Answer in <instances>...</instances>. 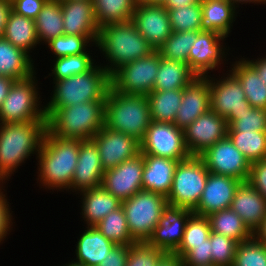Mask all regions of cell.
Listing matches in <instances>:
<instances>
[{
    "label": "cell",
    "instance_id": "6da1fadb",
    "mask_svg": "<svg viewBox=\"0 0 266 266\" xmlns=\"http://www.w3.org/2000/svg\"><path fill=\"white\" fill-rule=\"evenodd\" d=\"M81 140L55 137L46 132L36 156L37 182L51 192L71 193V183L78 161ZM43 186V187H41ZM65 190V191H64Z\"/></svg>",
    "mask_w": 266,
    "mask_h": 266
},
{
    "label": "cell",
    "instance_id": "7a4b0ae2",
    "mask_svg": "<svg viewBox=\"0 0 266 266\" xmlns=\"http://www.w3.org/2000/svg\"><path fill=\"white\" fill-rule=\"evenodd\" d=\"M46 132L47 119L0 124V178L5 183L27 159L38 155Z\"/></svg>",
    "mask_w": 266,
    "mask_h": 266
},
{
    "label": "cell",
    "instance_id": "3957f363",
    "mask_svg": "<svg viewBox=\"0 0 266 266\" xmlns=\"http://www.w3.org/2000/svg\"><path fill=\"white\" fill-rule=\"evenodd\" d=\"M96 45L99 49L96 52L106 59L100 64L110 75L122 65L155 51L131 20L100 26Z\"/></svg>",
    "mask_w": 266,
    "mask_h": 266
},
{
    "label": "cell",
    "instance_id": "277c9868",
    "mask_svg": "<svg viewBox=\"0 0 266 266\" xmlns=\"http://www.w3.org/2000/svg\"><path fill=\"white\" fill-rule=\"evenodd\" d=\"M47 131L64 139L91 140L105 126V100L45 108Z\"/></svg>",
    "mask_w": 266,
    "mask_h": 266
},
{
    "label": "cell",
    "instance_id": "5b68a950",
    "mask_svg": "<svg viewBox=\"0 0 266 266\" xmlns=\"http://www.w3.org/2000/svg\"><path fill=\"white\" fill-rule=\"evenodd\" d=\"M152 122L146 95L124 94L111 86L105 98V126L136 138H144Z\"/></svg>",
    "mask_w": 266,
    "mask_h": 266
},
{
    "label": "cell",
    "instance_id": "8992f818",
    "mask_svg": "<svg viewBox=\"0 0 266 266\" xmlns=\"http://www.w3.org/2000/svg\"><path fill=\"white\" fill-rule=\"evenodd\" d=\"M50 99L45 108L69 107L77 103L105 100L111 86L110 74L101 64L67 79L52 81Z\"/></svg>",
    "mask_w": 266,
    "mask_h": 266
},
{
    "label": "cell",
    "instance_id": "52a82bcc",
    "mask_svg": "<svg viewBox=\"0 0 266 266\" xmlns=\"http://www.w3.org/2000/svg\"><path fill=\"white\" fill-rule=\"evenodd\" d=\"M36 75L37 73L14 81L0 107V124L46 119L45 105L41 104L43 97L40 95L42 93Z\"/></svg>",
    "mask_w": 266,
    "mask_h": 266
},
{
    "label": "cell",
    "instance_id": "ba28073f",
    "mask_svg": "<svg viewBox=\"0 0 266 266\" xmlns=\"http://www.w3.org/2000/svg\"><path fill=\"white\" fill-rule=\"evenodd\" d=\"M167 198L150 191H139L122 201L131 239L135 243L147 242L159 224Z\"/></svg>",
    "mask_w": 266,
    "mask_h": 266
},
{
    "label": "cell",
    "instance_id": "9c48e42d",
    "mask_svg": "<svg viewBox=\"0 0 266 266\" xmlns=\"http://www.w3.org/2000/svg\"><path fill=\"white\" fill-rule=\"evenodd\" d=\"M209 171L200 156H190L175 167L168 204L193 210L199 203Z\"/></svg>",
    "mask_w": 266,
    "mask_h": 266
},
{
    "label": "cell",
    "instance_id": "30bf717a",
    "mask_svg": "<svg viewBox=\"0 0 266 266\" xmlns=\"http://www.w3.org/2000/svg\"><path fill=\"white\" fill-rule=\"evenodd\" d=\"M160 52L128 62L110 75L111 87L120 93L148 95L154 89Z\"/></svg>",
    "mask_w": 266,
    "mask_h": 266
},
{
    "label": "cell",
    "instance_id": "8fae6325",
    "mask_svg": "<svg viewBox=\"0 0 266 266\" xmlns=\"http://www.w3.org/2000/svg\"><path fill=\"white\" fill-rule=\"evenodd\" d=\"M227 38L212 30H202L198 33L188 56L189 68L198 77L211 75L212 71L221 70V65L229 64L226 62L230 60L232 53L229 52L231 48L224 42Z\"/></svg>",
    "mask_w": 266,
    "mask_h": 266
},
{
    "label": "cell",
    "instance_id": "7c38bea8",
    "mask_svg": "<svg viewBox=\"0 0 266 266\" xmlns=\"http://www.w3.org/2000/svg\"><path fill=\"white\" fill-rule=\"evenodd\" d=\"M222 74L221 77L215 74L206 76L210 88V109L225 118L229 126L238 119V114L245 111L249 102L239 80L228 69Z\"/></svg>",
    "mask_w": 266,
    "mask_h": 266
},
{
    "label": "cell",
    "instance_id": "4fadbf2b",
    "mask_svg": "<svg viewBox=\"0 0 266 266\" xmlns=\"http://www.w3.org/2000/svg\"><path fill=\"white\" fill-rule=\"evenodd\" d=\"M142 154L182 161L191 155L187 150L183 129L174 124L153 121L140 141Z\"/></svg>",
    "mask_w": 266,
    "mask_h": 266
},
{
    "label": "cell",
    "instance_id": "5bb4252c",
    "mask_svg": "<svg viewBox=\"0 0 266 266\" xmlns=\"http://www.w3.org/2000/svg\"><path fill=\"white\" fill-rule=\"evenodd\" d=\"M200 157L211 173L231 176L242 182L248 180L251 164L228 137L216 142Z\"/></svg>",
    "mask_w": 266,
    "mask_h": 266
},
{
    "label": "cell",
    "instance_id": "9a60e30c",
    "mask_svg": "<svg viewBox=\"0 0 266 266\" xmlns=\"http://www.w3.org/2000/svg\"><path fill=\"white\" fill-rule=\"evenodd\" d=\"M183 132L190 155L200 156L216 142L227 137L228 124L225 118L210 109L187 126Z\"/></svg>",
    "mask_w": 266,
    "mask_h": 266
},
{
    "label": "cell",
    "instance_id": "2e32d148",
    "mask_svg": "<svg viewBox=\"0 0 266 266\" xmlns=\"http://www.w3.org/2000/svg\"><path fill=\"white\" fill-rule=\"evenodd\" d=\"M143 154L104 171L101 186L121 202L143 190Z\"/></svg>",
    "mask_w": 266,
    "mask_h": 266
},
{
    "label": "cell",
    "instance_id": "e0dca14e",
    "mask_svg": "<svg viewBox=\"0 0 266 266\" xmlns=\"http://www.w3.org/2000/svg\"><path fill=\"white\" fill-rule=\"evenodd\" d=\"M97 146L104 170L117 167L141 153L140 142L121 132L113 131L106 126L91 139Z\"/></svg>",
    "mask_w": 266,
    "mask_h": 266
},
{
    "label": "cell",
    "instance_id": "ac0fdd59",
    "mask_svg": "<svg viewBox=\"0 0 266 266\" xmlns=\"http://www.w3.org/2000/svg\"><path fill=\"white\" fill-rule=\"evenodd\" d=\"M131 21L154 50H158L173 32L164 5L136 4Z\"/></svg>",
    "mask_w": 266,
    "mask_h": 266
},
{
    "label": "cell",
    "instance_id": "d6986e66",
    "mask_svg": "<svg viewBox=\"0 0 266 266\" xmlns=\"http://www.w3.org/2000/svg\"><path fill=\"white\" fill-rule=\"evenodd\" d=\"M192 213L190 209L167 203L147 243L166 253H173L182 242L186 222Z\"/></svg>",
    "mask_w": 266,
    "mask_h": 266
},
{
    "label": "cell",
    "instance_id": "ffe728a7",
    "mask_svg": "<svg viewBox=\"0 0 266 266\" xmlns=\"http://www.w3.org/2000/svg\"><path fill=\"white\" fill-rule=\"evenodd\" d=\"M242 181L226 175L209 172L205 188L198 205L192 210L194 214H209L230 208L235 192Z\"/></svg>",
    "mask_w": 266,
    "mask_h": 266
},
{
    "label": "cell",
    "instance_id": "44dd1931",
    "mask_svg": "<svg viewBox=\"0 0 266 266\" xmlns=\"http://www.w3.org/2000/svg\"><path fill=\"white\" fill-rule=\"evenodd\" d=\"M104 171L96 144L92 140H81L71 191L78 194L100 187Z\"/></svg>",
    "mask_w": 266,
    "mask_h": 266
},
{
    "label": "cell",
    "instance_id": "7402d4cb",
    "mask_svg": "<svg viewBox=\"0 0 266 266\" xmlns=\"http://www.w3.org/2000/svg\"><path fill=\"white\" fill-rule=\"evenodd\" d=\"M208 110H210L209 80L206 76L196 77L182 89L181 105L173 124L184 130Z\"/></svg>",
    "mask_w": 266,
    "mask_h": 266
},
{
    "label": "cell",
    "instance_id": "603a6c76",
    "mask_svg": "<svg viewBox=\"0 0 266 266\" xmlns=\"http://www.w3.org/2000/svg\"><path fill=\"white\" fill-rule=\"evenodd\" d=\"M65 35L98 36L92 0L61 1Z\"/></svg>",
    "mask_w": 266,
    "mask_h": 266
},
{
    "label": "cell",
    "instance_id": "cb8c5ba5",
    "mask_svg": "<svg viewBox=\"0 0 266 266\" xmlns=\"http://www.w3.org/2000/svg\"><path fill=\"white\" fill-rule=\"evenodd\" d=\"M230 208L253 233L261 226L266 216L265 198L248 181L239 185Z\"/></svg>",
    "mask_w": 266,
    "mask_h": 266
},
{
    "label": "cell",
    "instance_id": "d4e9b609",
    "mask_svg": "<svg viewBox=\"0 0 266 266\" xmlns=\"http://www.w3.org/2000/svg\"><path fill=\"white\" fill-rule=\"evenodd\" d=\"M143 159V190L161 194L167 198L172 187L175 167L179 161L147 154H143Z\"/></svg>",
    "mask_w": 266,
    "mask_h": 266
},
{
    "label": "cell",
    "instance_id": "484cf974",
    "mask_svg": "<svg viewBox=\"0 0 266 266\" xmlns=\"http://www.w3.org/2000/svg\"><path fill=\"white\" fill-rule=\"evenodd\" d=\"M85 227L77 238L74 254L76 258L72 262L84 266H98L116 244L107 239L95 226Z\"/></svg>",
    "mask_w": 266,
    "mask_h": 266
},
{
    "label": "cell",
    "instance_id": "4316f807",
    "mask_svg": "<svg viewBox=\"0 0 266 266\" xmlns=\"http://www.w3.org/2000/svg\"><path fill=\"white\" fill-rule=\"evenodd\" d=\"M81 197H80V196ZM80 197V198H79ZM81 199L80 218L86 226H94L111 211L118 209L122 202L106 191L102 186L91 188L78 193Z\"/></svg>",
    "mask_w": 266,
    "mask_h": 266
},
{
    "label": "cell",
    "instance_id": "83f0119b",
    "mask_svg": "<svg viewBox=\"0 0 266 266\" xmlns=\"http://www.w3.org/2000/svg\"><path fill=\"white\" fill-rule=\"evenodd\" d=\"M201 6L203 29L229 37L240 9L228 0H202Z\"/></svg>",
    "mask_w": 266,
    "mask_h": 266
},
{
    "label": "cell",
    "instance_id": "f1b7e54d",
    "mask_svg": "<svg viewBox=\"0 0 266 266\" xmlns=\"http://www.w3.org/2000/svg\"><path fill=\"white\" fill-rule=\"evenodd\" d=\"M29 54L0 37V76L14 80L26 79L35 74L36 67Z\"/></svg>",
    "mask_w": 266,
    "mask_h": 266
},
{
    "label": "cell",
    "instance_id": "f546056e",
    "mask_svg": "<svg viewBox=\"0 0 266 266\" xmlns=\"http://www.w3.org/2000/svg\"><path fill=\"white\" fill-rule=\"evenodd\" d=\"M244 57H234L235 61L230 62L229 71L239 80L249 104L255 108L266 109V86Z\"/></svg>",
    "mask_w": 266,
    "mask_h": 266
},
{
    "label": "cell",
    "instance_id": "4dcf8cb0",
    "mask_svg": "<svg viewBox=\"0 0 266 266\" xmlns=\"http://www.w3.org/2000/svg\"><path fill=\"white\" fill-rule=\"evenodd\" d=\"M2 37L31 57L32 50L37 48V45L40 46L35 20L16 14L13 11L8 16Z\"/></svg>",
    "mask_w": 266,
    "mask_h": 266
},
{
    "label": "cell",
    "instance_id": "1f68e13d",
    "mask_svg": "<svg viewBox=\"0 0 266 266\" xmlns=\"http://www.w3.org/2000/svg\"><path fill=\"white\" fill-rule=\"evenodd\" d=\"M198 77L184 62L165 59L160 55L158 73L153 90H178L187 87Z\"/></svg>",
    "mask_w": 266,
    "mask_h": 266
},
{
    "label": "cell",
    "instance_id": "d6a6232c",
    "mask_svg": "<svg viewBox=\"0 0 266 266\" xmlns=\"http://www.w3.org/2000/svg\"><path fill=\"white\" fill-rule=\"evenodd\" d=\"M212 232L222 234L238 243L246 241L254 236L240 216L231 208L216 211L208 216Z\"/></svg>",
    "mask_w": 266,
    "mask_h": 266
},
{
    "label": "cell",
    "instance_id": "836d02e7",
    "mask_svg": "<svg viewBox=\"0 0 266 266\" xmlns=\"http://www.w3.org/2000/svg\"><path fill=\"white\" fill-rule=\"evenodd\" d=\"M40 45L64 34L61 1L47 0L35 19Z\"/></svg>",
    "mask_w": 266,
    "mask_h": 266
},
{
    "label": "cell",
    "instance_id": "e575fe53",
    "mask_svg": "<svg viewBox=\"0 0 266 266\" xmlns=\"http://www.w3.org/2000/svg\"><path fill=\"white\" fill-rule=\"evenodd\" d=\"M147 96L151 119L173 124L182 101V89L153 90Z\"/></svg>",
    "mask_w": 266,
    "mask_h": 266
},
{
    "label": "cell",
    "instance_id": "d590c367",
    "mask_svg": "<svg viewBox=\"0 0 266 266\" xmlns=\"http://www.w3.org/2000/svg\"><path fill=\"white\" fill-rule=\"evenodd\" d=\"M98 26L130 21L136 0H92Z\"/></svg>",
    "mask_w": 266,
    "mask_h": 266
},
{
    "label": "cell",
    "instance_id": "8d00e7d4",
    "mask_svg": "<svg viewBox=\"0 0 266 266\" xmlns=\"http://www.w3.org/2000/svg\"><path fill=\"white\" fill-rule=\"evenodd\" d=\"M91 52L94 51H90L89 49L85 53L59 57L51 60L54 65L51 66V73L47 74L48 76H46L45 79L50 76V78H53V81H58L86 73L97 64L95 57L98 58V56L95 55L93 58V53Z\"/></svg>",
    "mask_w": 266,
    "mask_h": 266
},
{
    "label": "cell",
    "instance_id": "74e56055",
    "mask_svg": "<svg viewBox=\"0 0 266 266\" xmlns=\"http://www.w3.org/2000/svg\"><path fill=\"white\" fill-rule=\"evenodd\" d=\"M227 137L250 164L266 158V131L227 132Z\"/></svg>",
    "mask_w": 266,
    "mask_h": 266
},
{
    "label": "cell",
    "instance_id": "f35d334b",
    "mask_svg": "<svg viewBox=\"0 0 266 266\" xmlns=\"http://www.w3.org/2000/svg\"><path fill=\"white\" fill-rule=\"evenodd\" d=\"M211 233L210 223L207 216L192 213L185 225L182 242L173 254L181 259L192 250V245L205 244Z\"/></svg>",
    "mask_w": 266,
    "mask_h": 266
},
{
    "label": "cell",
    "instance_id": "ab89813d",
    "mask_svg": "<svg viewBox=\"0 0 266 266\" xmlns=\"http://www.w3.org/2000/svg\"><path fill=\"white\" fill-rule=\"evenodd\" d=\"M98 36L61 35L45 43L46 49L54 55L52 58L78 55L87 52L92 46L97 47Z\"/></svg>",
    "mask_w": 266,
    "mask_h": 266
},
{
    "label": "cell",
    "instance_id": "60d3db41",
    "mask_svg": "<svg viewBox=\"0 0 266 266\" xmlns=\"http://www.w3.org/2000/svg\"><path fill=\"white\" fill-rule=\"evenodd\" d=\"M107 239L116 245H132L135 243L127 226L122 206L111 211L105 218L94 225Z\"/></svg>",
    "mask_w": 266,
    "mask_h": 266
},
{
    "label": "cell",
    "instance_id": "b9f144b4",
    "mask_svg": "<svg viewBox=\"0 0 266 266\" xmlns=\"http://www.w3.org/2000/svg\"><path fill=\"white\" fill-rule=\"evenodd\" d=\"M200 31L175 32L166 39L158 49L161 57L188 64V56L192 45Z\"/></svg>",
    "mask_w": 266,
    "mask_h": 266
},
{
    "label": "cell",
    "instance_id": "7bdbcfd3",
    "mask_svg": "<svg viewBox=\"0 0 266 266\" xmlns=\"http://www.w3.org/2000/svg\"><path fill=\"white\" fill-rule=\"evenodd\" d=\"M172 31H202V6L201 2L189 6L168 10Z\"/></svg>",
    "mask_w": 266,
    "mask_h": 266
},
{
    "label": "cell",
    "instance_id": "ee69618b",
    "mask_svg": "<svg viewBox=\"0 0 266 266\" xmlns=\"http://www.w3.org/2000/svg\"><path fill=\"white\" fill-rule=\"evenodd\" d=\"M232 266H266V246L255 236L238 243Z\"/></svg>",
    "mask_w": 266,
    "mask_h": 266
},
{
    "label": "cell",
    "instance_id": "f6af8a7d",
    "mask_svg": "<svg viewBox=\"0 0 266 266\" xmlns=\"http://www.w3.org/2000/svg\"><path fill=\"white\" fill-rule=\"evenodd\" d=\"M212 265L232 266L238 242L215 232L210 233Z\"/></svg>",
    "mask_w": 266,
    "mask_h": 266
},
{
    "label": "cell",
    "instance_id": "bcb514c9",
    "mask_svg": "<svg viewBox=\"0 0 266 266\" xmlns=\"http://www.w3.org/2000/svg\"><path fill=\"white\" fill-rule=\"evenodd\" d=\"M266 131V109L255 108L250 104L238 114V119L228 126V132Z\"/></svg>",
    "mask_w": 266,
    "mask_h": 266
},
{
    "label": "cell",
    "instance_id": "7dc6e473",
    "mask_svg": "<svg viewBox=\"0 0 266 266\" xmlns=\"http://www.w3.org/2000/svg\"><path fill=\"white\" fill-rule=\"evenodd\" d=\"M166 252L147 242L129 245L126 266H156Z\"/></svg>",
    "mask_w": 266,
    "mask_h": 266
},
{
    "label": "cell",
    "instance_id": "c3c4849f",
    "mask_svg": "<svg viewBox=\"0 0 266 266\" xmlns=\"http://www.w3.org/2000/svg\"><path fill=\"white\" fill-rule=\"evenodd\" d=\"M210 238L205 241V244L192 245L190 250L183 258L184 266H209L212 265Z\"/></svg>",
    "mask_w": 266,
    "mask_h": 266
},
{
    "label": "cell",
    "instance_id": "681fc988",
    "mask_svg": "<svg viewBox=\"0 0 266 266\" xmlns=\"http://www.w3.org/2000/svg\"><path fill=\"white\" fill-rule=\"evenodd\" d=\"M6 187L4 186L0 190V245L4 243V240L9 236V234L14 229L12 226L14 225L13 222V211L11 210V203H9V199L7 197V193L5 192ZM5 192V194H4Z\"/></svg>",
    "mask_w": 266,
    "mask_h": 266
},
{
    "label": "cell",
    "instance_id": "f907efd6",
    "mask_svg": "<svg viewBox=\"0 0 266 266\" xmlns=\"http://www.w3.org/2000/svg\"><path fill=\"white\" fill-rule=\"evenodd\" d=\"M266 200V158L251 163L247 180Z\"/></svg>",
    "mask_w": 266,
    "mask_h": 266
},
{
    "label": "cell",
    "instance_id": "816d5d0a",
    "mask_svg": "<svg viewBox=\"0 0 266 266\" xmlns=\"http://www.w3.org/2000/svg\"><path fill=\"white\" fill-rule=\"evenodd\" d=\"M47 0H12V11L30 19H36Z\"/></svg>",
    "mask_w": 266,
    "mask_h": 266
},
{
    "label": "cell",
    "instance_id": "f5cc1de1",
    "mask_svg": "<svg viewBox=\"0 0 266 266\" xmlns=\"http://www.w3.org/2000/svg\"><path fill=\"white\" fill-rule=\"evenodd\" d=\"M129 245H115L98 266H126Z\"/></svg>",
    "mask_w": 266,
    "mask_h": 266
},
{
    "label": "cell",
    "instance_id": "db71d44e",
    "mask_svg": "<svg viewBox=\"0 0 266 266\" xmlns=\"http://www.w3.org/2000/svg\"><path fill=\"white\" fill-rule=\"evenodd\" d=\"M258 73L261 77L264 85L266 86V55L260 56L257 59L244 58Z\"/></svg>",
    "mask_w": 266,
    "mask_h": 266
},
{
    "label": "cell",
    "instance_id": "11a10c76",
    "mask_svg": "<svg viewBox=\"0 0 266 266\" xmlns=\"http://www.w3.org/2000/svg\"><path fill=\"white\" fill-rule=\"evenodd\" d=\"M11 11V2L8 0H0V37L3 36L6 22Z\"/></svg>",
    "mask_w": 266,
    "mask_h": 266
},
{
    "label": "cell",
    "instance_id": "9f6ffc18",
    "mask_svg": "<svg viewBox=\"0 0 266 266\" xmlns=\"http://www.w3.org/2000/svg\"><path fill=\"white\" fill-rule=\"evenodd\" d=\"M156 266H184L182 259L173 254L166 253Z\"/></svg>",
    "mask_w": 266,
    "mask_h": 266
},
{
    "label": "cell",
    "instance_id": "6f0895ef",
    "mask_svg": "<svg viewBox=\"0 0 266 266\" xmlns=\"http://www.w3.org/2000/svg\"><path fill=\"white\" fill-rule=\"evenodd\" d=\"M13 78L5 77V76H0V107L2 105V102L5 100V98L8 95V92L14 83Z\"/></svg>",
    "mask_w": 266,
    "mask_h": 266
},
{
    "label": "cell",
    "instance_id": "680465c9",
    "mask_svg": "<svg viewBox=\"0 0 266 266\" xmlns=\"http://www.w3.org/2000/svg\"><path fill=\"white\" fill-rule=\"evenodd\" d=\"M202 0H167L164 4L167 10L180 8L181 6H189L191 4H196Z\"/></svg>",
    "mask_w": 266,
    "mask_h": 266
},
{
    "label": "cell",
    "instance_id": "91938a15",
    "mask_svg": "<svg viewBox=\"0 0 266 266\" xmlns=\"http://www.w3.org/2000/svg\"><path fill=\"white\" fill-rule=\"evenodd\" d=\"M254 236L266 246V216L261 226L254 232Z\"/></svg>",
    "mask_w": 266,
    "mask_h": 266
},
{
    "label": "cell",
    "instance_id": "94428289",
    "mask_svg": "<svg viewBox=\"0 0 266 266\" xmlns=\"http://www.w3.org/2000/svg\"><path fill=\"white\" fill-rule=\"evenodd\" d=\"M230 2H232L238 9L240 8V6H242L243 4H254V5H261L264 4L266 5V0H228Z\"/></svg>",
    "mask_w": 266,
    "mask_h": 266
},
{
    "label": "cell",
    "instance_id": "6125c7cd",
    "mask_svg": "<svg viewBox=\"0 0 266 266\" xmlns=\"http://www.w3.org/2000/svg\"><path fill=\"white\" fill-rule=\"evenodd\" d=\"M167 0H136L137 4H158L164 5Z\"/></svg>",
    "mask_w": 266,
    "mask_h": 266
},
{
    "label": "cell",
    "instance_id": "be15d7a7",
    "mask_svg": "<svg viewBox=\"0 0 266 266\" xmlns=\"http://www.w3.org/2000/svg\"><path fill=\"white\" fill-rule=\"evenodd\" d=\"M62 266H84V265L75 264L72 261L70 262L69 260L68 263H64Z\"/></svg>",
    "mask_w": 266,
    "mask_h": 266
},
{
    "label": "cell",
    "instance_id": "e7e4bbea",
    "mask_svg": "<svg viewBox=\"0 0 266 266\" xmlns=\"http://www.w3.org/2000/svg\"><path fill=\"white\" fill-rule=\"evenodd\" d=\"M6 183L0 178V190L4 187L7 186L5 185Z\"/></svg>",
    "mask_w": 266,
    "mask_h": 266
}]
</instances>
